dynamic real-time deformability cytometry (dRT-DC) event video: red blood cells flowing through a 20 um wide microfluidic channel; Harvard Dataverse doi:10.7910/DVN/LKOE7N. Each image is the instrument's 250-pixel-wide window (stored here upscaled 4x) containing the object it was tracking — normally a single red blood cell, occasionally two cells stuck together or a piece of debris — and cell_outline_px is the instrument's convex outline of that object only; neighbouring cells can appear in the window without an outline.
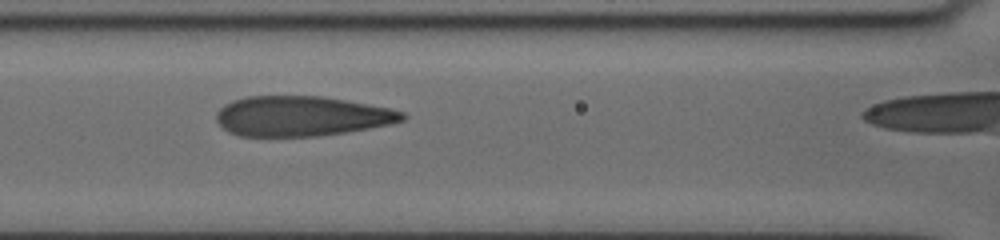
{"species": "human", "species_latin": "Homo sapiens", "temperature_condition": "cold", "stored_images_in_passage": 13, "camera_frame_rate_fps": 3000, "um_per_image_px": 0.085, "donor": {"sex": "female"}, "frame": {"image": 1, "passage_image": 10, "time_ms": 5.333, "image_size_px": [1000, 240], "cell_outline_px": [[408, 116], [404, 120], [388, 124], [368, 128], [344, 132], [316, 136], [240, 136], [228, 132], [216, 120], [216, 112], [224, 104], [232, 100], [244, 96], [320, 96], [344, 100], [388, 108], [404, 112]], "centroid_in_image_um": [25.58, 9.87], "position_along_channel_um": 141.0, "area_um2": 43.18}}